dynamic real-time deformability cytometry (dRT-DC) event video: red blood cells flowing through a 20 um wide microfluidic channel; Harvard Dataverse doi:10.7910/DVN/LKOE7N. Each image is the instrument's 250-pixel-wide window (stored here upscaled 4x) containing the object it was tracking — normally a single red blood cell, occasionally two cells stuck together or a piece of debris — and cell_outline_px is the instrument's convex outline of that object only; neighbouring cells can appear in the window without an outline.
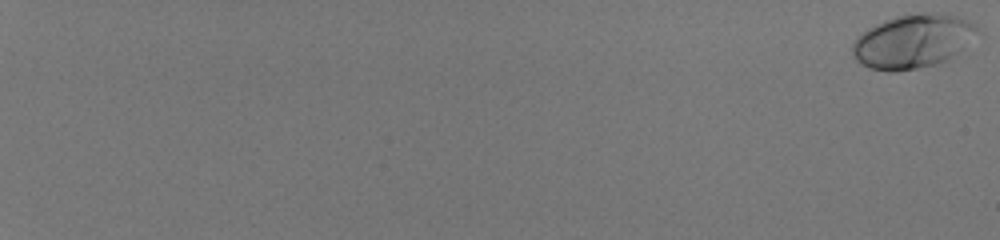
{"species": "human", "species_latin": "Homo sapiens", "temperature_condition": "room temperature", "stored_images_in_passage": 58, "camera_frame_rate_fps": 3000, "um_per_image_px": 0.085, "donor": {"sex": "male"}, "frame": {"image": 1, "passage_image": 1, "time_ms": 0.0, "image_size_px": [1000, 240], "cell_outline_px": [[976, 28], [960, 48], [948, 60], [940, 64], [896, 72], [888, 72], [868, 68], [856, 60], [852, 56], [852, 44], [856, 36], [868, 28], [884, 20], [896, 16], [928, 12], [956, 16], [968, 20], [976, 24]], "centroid_in_image_um": [77.47, 3.53], "position_along_channel_um": 7.5, "area_um2": 38.61}}
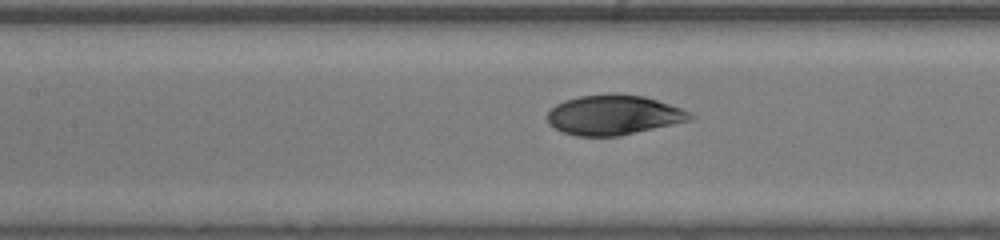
{"frame": {"image": 2, "passage_image": 34, "time_ms": 11.0, "image_size_px": [1000, 240], "cell_outline_px": [[696, 116], [692, 120], [620, 136], [576, 136], [564, 132], [548, 124], [548, 112], [556, 104], [564, 100], [580, 96], [616, 92], [644, 96], [680, 108]], "centroid_in_image_um": [52.16, 9.76], "position_along_channel_um": 155.2, "area_um2": 33.23}}
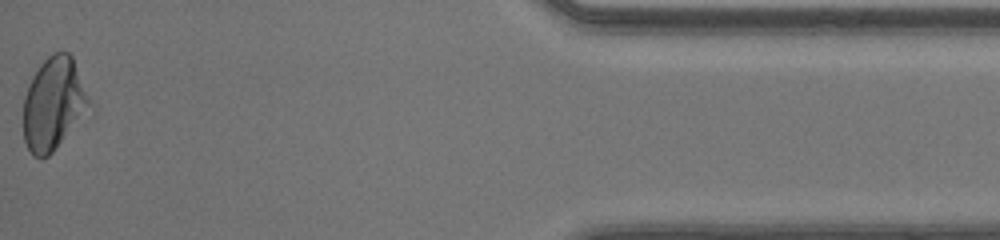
{"frame": {"image": 3, "passage_image": 58, "time_ms": 19.0, "image_size_px": [1000, 240], "cell_outline_px": [[92, 116], [48, 156], [40, 160], [32, 156], [24, 140], [24, 96], [32, 76], [40, 64], [52, 52], [68, 52], [72, 56], [92, 104]], "centroid_in_image_um": [4.63, 8.9], "position_along_channel_um": 430.6, "area_um2": 36.88}, "authors_computed_cell_mechanics": {"area_um2": 34.2176, "velocity_mm_per_s": 4.1231, "shape_relaxation_time_tau1_ms": 2.402, "shape_relaxation_time_tau2_ms": 0.71, "deformation_change_tau1": 0.1421, "deformation_change_tau2": 0.0378}}